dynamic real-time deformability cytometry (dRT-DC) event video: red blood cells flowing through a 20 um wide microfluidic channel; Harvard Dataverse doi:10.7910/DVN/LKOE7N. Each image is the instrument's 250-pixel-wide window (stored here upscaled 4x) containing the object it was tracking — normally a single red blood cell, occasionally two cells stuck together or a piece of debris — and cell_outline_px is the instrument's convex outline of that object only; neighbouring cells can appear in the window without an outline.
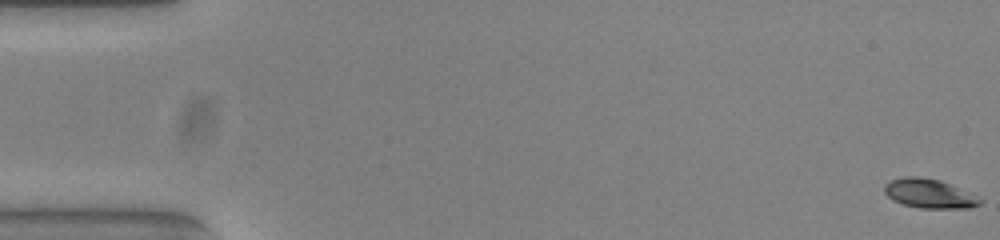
{"species": "common noctule bat (a hibernating species)", "species_latin": "Nyctalus noctula", "temperature_condition": "warm", "stored_images_in_passage": 54, "camera_frame_rate_fps": 3000, "um_per_image_px": 0.085, "animal": {"sex": "female", "body_mass_g": 23.0, "forearm_length_mm": 53.4}, "frame": {"image": 1, "passage_image": 1, "time_ms": 0.0, "image_size_px": [1000, 240], "cell_outline_px": [[984, 200], [980, 204], [972, 208], [920, 208], [904, 204], [892, 200], [884, 192], [884, 184], [892, 180], [908, 176], [916, 176], [940, 180]], "centroid_in_image_um": [78.97, 16.46], "position_along_channel_um": 6.0, "area_um2": 16.01}}
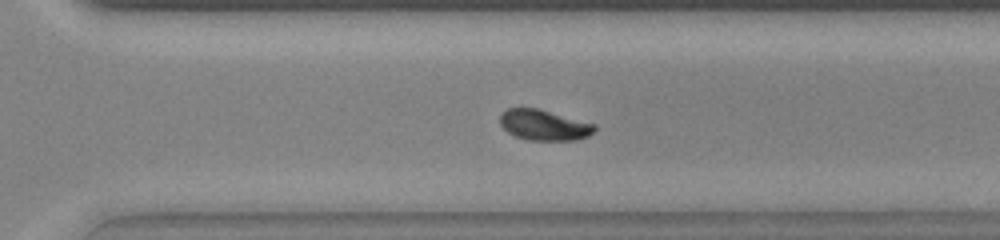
{"frame": {"image": 2, "passage_image": 38, "time_ms": 12.333, "image_size_px": [1000, 240], "cell_outline_px": [[596, 128], [588, 136], [576, 140], [528, 140], [516, 136], [508, 132], [500, 124], [500, 116], [508, 108], [536, 108], [596, 124]], "centroid_in_image_um": [46.25, 10.63], "position_along_channel_um": 324.4, "area_um2": 16.65}}
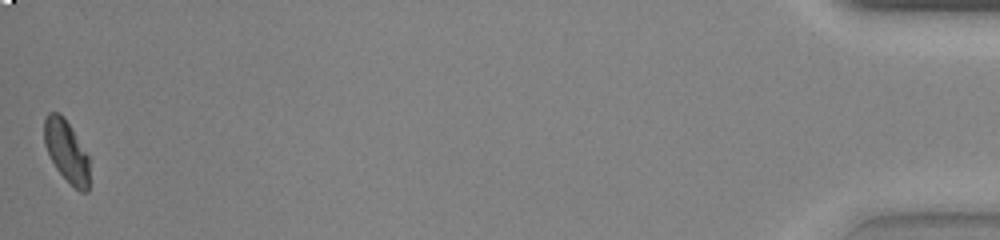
{"frame": {"image": 3, "passage_image": 54, "time_ms": 17.667, "image_size_px": [1000, 240], "cell_outline_px": [[88, 192], [80, 192], [56, 168], [44, 144], [44, 116], [48, 112], [60, 112], [64, 116], [72, 128], [88, 156]], "centroid_in_image_um": [5.63, 12.78], "position_along_channel_um": 429.6, "area_um2": 16.07}, "authors_computed_cell_mechanics": {"area_um2": 16.7909, "velocity_mm_per_s": 3.8274, "shape_relaxation_time_tau1_ms": 4.2184, "shape_relaxation_time_tau2_ms": 1.9807, "deformation_change_tau1": 0.1516, "deformation_change_tau2": 0.0363}}